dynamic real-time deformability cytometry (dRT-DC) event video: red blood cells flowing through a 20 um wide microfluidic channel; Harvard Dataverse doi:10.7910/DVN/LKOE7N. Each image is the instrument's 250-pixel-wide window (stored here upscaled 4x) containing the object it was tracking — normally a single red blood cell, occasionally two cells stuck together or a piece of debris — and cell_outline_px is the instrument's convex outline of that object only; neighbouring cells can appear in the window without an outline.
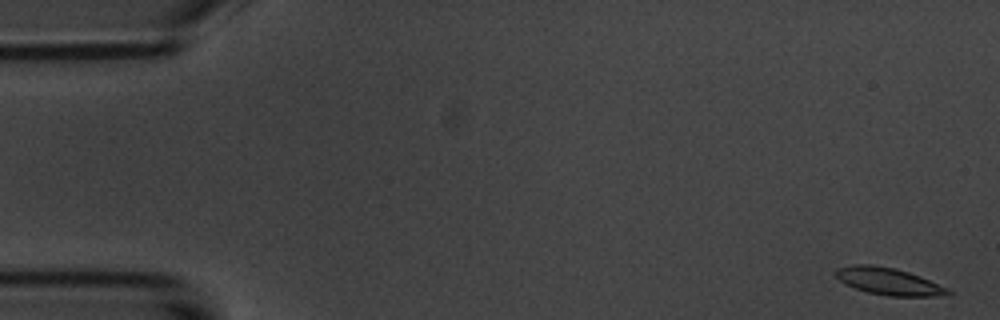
{"species": "common noctule bat (a hibernating species)", "species_latin": "Nyctalus noctula", "temperature_condition": "room temperature", "stored_images_in_passage": 4, "camera_frame_rate_fps": 3000, "um_per_image_px": 0.085, "animal": {"sex": "male", "body_mass_g": 20.1, "forearm_length_mm": 53.5}, "frame": {"image": 1, "passage_image": 1, "time_ms": 0.0, "image_size_px": [1000, 320], "cell_outline_px": [[952, 292], [940, 296], [888, 296], [868, 292], [844, 284], [836, 276], [836, 268], [852, 264], [868, 264], [896, 268], [920, 276], [948, 288]], "centroid_in_image_um": [75.51, 23.91], "position_along_channel_um": 9.5, "area_um2": 17.63}}